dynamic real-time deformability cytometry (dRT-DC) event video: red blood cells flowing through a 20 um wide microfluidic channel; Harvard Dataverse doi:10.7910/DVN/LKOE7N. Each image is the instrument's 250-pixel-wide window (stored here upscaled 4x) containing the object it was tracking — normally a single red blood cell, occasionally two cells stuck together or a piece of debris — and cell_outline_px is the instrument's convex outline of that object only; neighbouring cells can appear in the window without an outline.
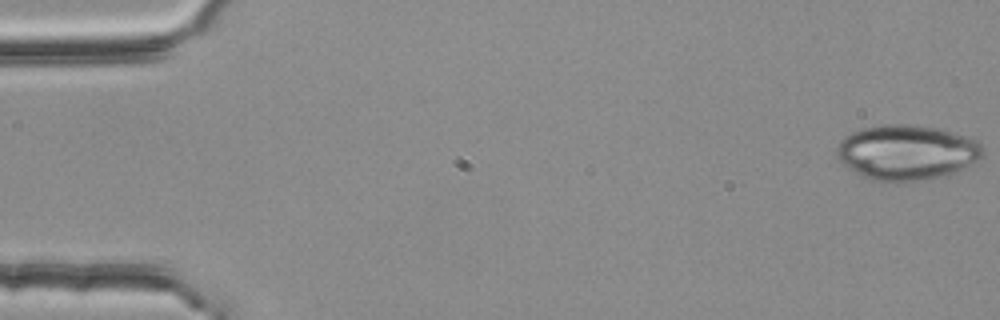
{"species": "common noctule bat (a hibernating species)", "species_latin": "Nyctalus noctula", "temperature_condition": "room temperature", "stored_images_in_passage": 4, "camera_frame_rate_fps": 3000, "um_per_image_px": 0.085, "animal": {"sex": "female", "body_mass_g": 25.1}, "frame": {"image": 1, "passage_image": 1, "time_ms": 0.0, "image_size_px": [1000, 320], "cell_outline_px": [[984, 156], [980, 160], [956, 172], [940, 176], [920, 180], [896, 184], [868, 180], [860, 176], [844, 164], [836, 156], [836, 148], [840, 140], [844, 136], [860, 128], [884, 124], [912, 124], [940, 128], [976, 140], [984, 148]], "centroid_in_image_um": [77.06, 12.97], "position_along_channel_um": 7.9, "area_um2": 47.74}}